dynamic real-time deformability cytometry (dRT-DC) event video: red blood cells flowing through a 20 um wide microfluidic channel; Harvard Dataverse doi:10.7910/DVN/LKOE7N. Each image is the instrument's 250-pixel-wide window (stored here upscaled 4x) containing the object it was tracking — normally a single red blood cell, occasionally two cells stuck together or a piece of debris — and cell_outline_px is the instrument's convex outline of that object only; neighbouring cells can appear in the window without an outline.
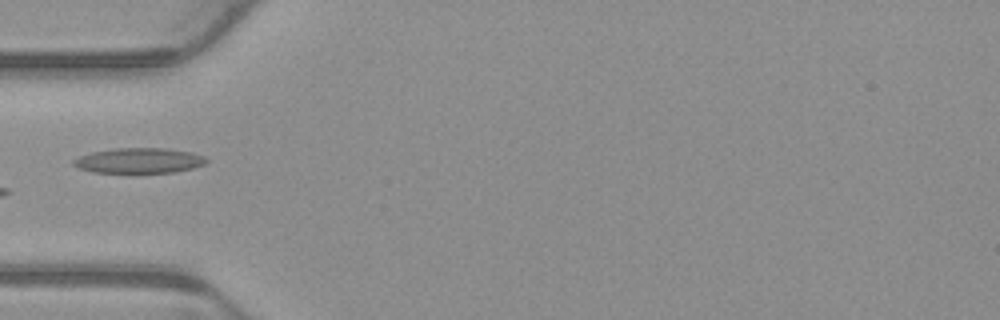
{"species": "common noctule bat (a hibernating species)", "species_latin": "Nyctalus noctula", "temperature_condition": "warm", "stored_images_in_passage": 4, "camera_frame_rate_fps": 3000, "um_per_image_px": 0.085, "animal": {"sex": "male", "body_mass_g": 23.1, "forearm_length_mm": 52.7}, "frame": {"image": 1, "passage_image": 4, "time_ms": 1.0, "image_size_px": [1000, 320], "cell_outline_px": [[208, 160], [204, 164], [192, 168], [172, 172], [92, 172], [80, 168], [72, 164], [72, 160], [80, 156], [92, 152], [112, 148], [164, 148], [192, 152], [204, 156]], "centroid_in_image_um": [11.81, 13.64], "position_along_channel_um": 73.2, "area_um2": 19.36}}